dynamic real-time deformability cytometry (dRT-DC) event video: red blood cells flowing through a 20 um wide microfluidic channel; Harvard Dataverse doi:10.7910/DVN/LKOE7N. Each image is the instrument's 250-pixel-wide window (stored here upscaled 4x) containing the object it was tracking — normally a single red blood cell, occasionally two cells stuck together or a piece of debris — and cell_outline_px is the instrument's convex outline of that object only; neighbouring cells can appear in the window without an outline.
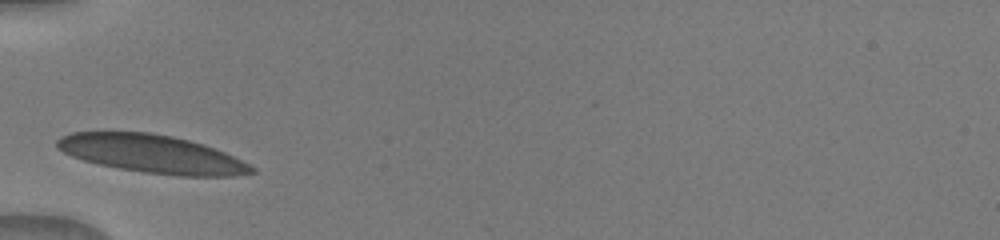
{"species": "human", "species_latin": "Homo sapiens", "temperature_condition": "warm", "stored_images_in_passage": 27, "camera_frame_rate_fps": 3000, "um_per_image_px": 0.085, "donor": {"sex": "male"}, "frame": {"image": 1, "passage_image": 1, "time_ms": 0.0, "image_size_px": [1000, 240], "cell_outline_px": [[256, 172], [232, 176], [176, 176], [144, 172], [120, 168], [100, 164], [84, 160], [72, 156], [56, 148], [56, 140], [72, 132], [148, 132], [172, 136], [204, 144], [216, 148], [256, 168]], "centroid_in_image_um": [12.94, 13.08], "position_along_channel_um": 72.1, "area_um2": 42.95}}
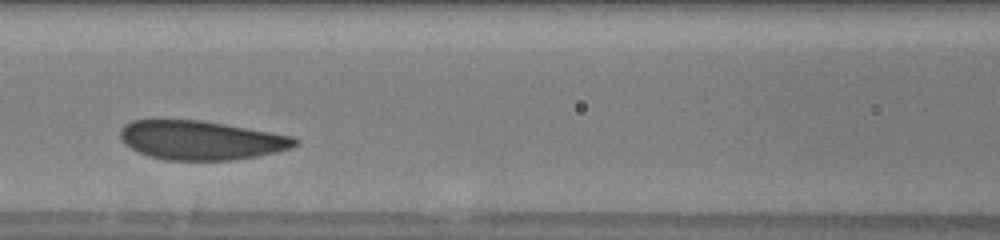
{"frame": {"image": 2, "passage_image": 7, "time_ms": 2.0, "image_size_px": [1000, 240], "cell_outline_px": [[300, 144], [292, 148], [276, 152], [256, 156], [232, 160], [168, 160], [148, 156], [124, 144], [120, 136], [120, 128], [124, 124], [132, 120], [200, 120], [296, 136], [300, 140]], "centroid_in_image_um": [17.13, 11.92], "position_along_channel_um": 149.5, "area_um2": 39.88}}
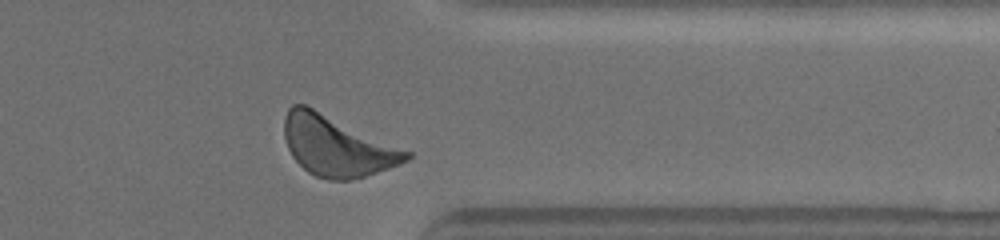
{"frame": {"image": 3, "passage_image": 25, "time_ms": 8.0, "image_size_px": [1000, 240], "cell_outline_px": [[412, 156], [408, 160], [400, 164], [364, 176], [348, 180], [328, 180], [316, 176], [308, 172], [292, 156], [288, 148], [284, 136], [284, 116], [288, 108], [292, 104], [304, 104], [412, 152]], "centroid_in_image_um": [28.62, 12.41], "position_along_channel_um": 382.8, "area_um2": 42.48}}